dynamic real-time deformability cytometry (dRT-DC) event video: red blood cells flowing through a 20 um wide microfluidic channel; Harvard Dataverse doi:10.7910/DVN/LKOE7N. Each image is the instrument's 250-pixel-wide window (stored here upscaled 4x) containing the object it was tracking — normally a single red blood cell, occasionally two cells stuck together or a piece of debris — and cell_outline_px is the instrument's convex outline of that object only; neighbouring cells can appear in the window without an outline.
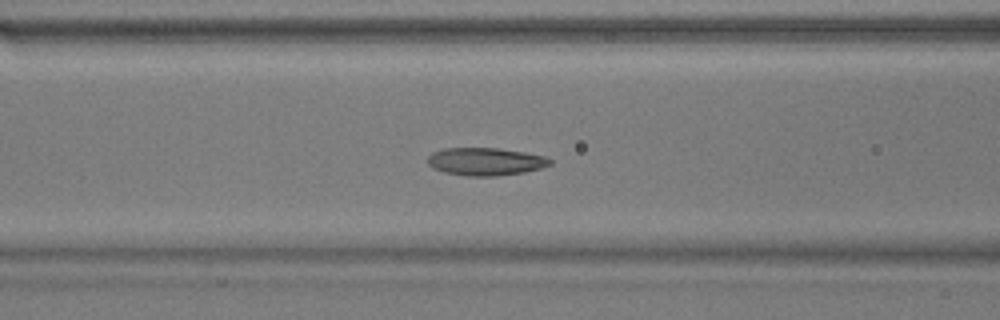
{"species": "common noctule bat (a hibernating species)", "species_latin": "Nyctalus noctula", "temperature_condition": "warm", "stored_images_in_passage": 44, "camera_frame_rate_fps": 3000, "um_per_image_px": 0.085, "animal": {"sex": "male", "body_mass_g": 17.9}, "frame": {"image": 1, "passage_image": 23, "time_ms": 7.333, "image_size_px": [1000, 320], "cell_outline_px": [[552, 164], [540, 168], [524, 172], [496, 176], [468, 176], [444, 172], [432, 168], [428, 164], [428, 156], [432, 152], [444, 148], [496, 148], [524, 152], [544, 156], [552, 160]], "centroid_in_image_um": [41.25, 13.73], "position_along_channel_um": 125.4, "area_um2": 19.77}}
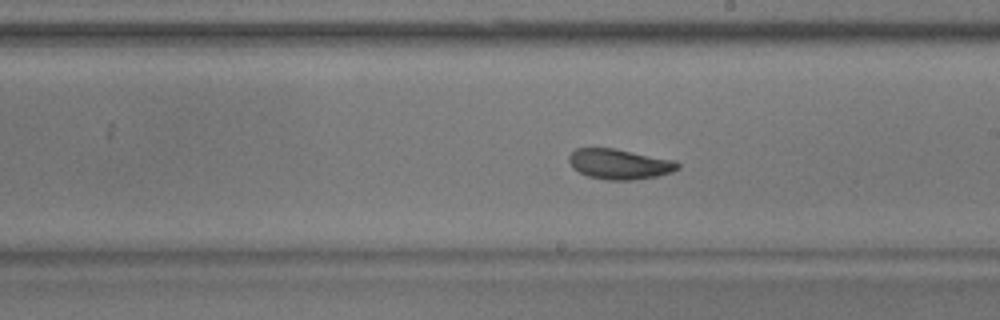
{"frame": {"image": 2, "passage_image": 32, "time_ms": 10.333, "image_size_px": [1000, 320], "cell_outline_px": [[680, 168], [672, 172], [656, 176], [632, 180], [608, 180], [588, 176], [572, 168], [568, 160], [568, 156], [576, 148], [612, 148], [676, 160], [680, 164]], "centroid_in_image_um": [52.66, 13.94], "position_along_channel_um": 236.3, "area_um2": 19.19}}
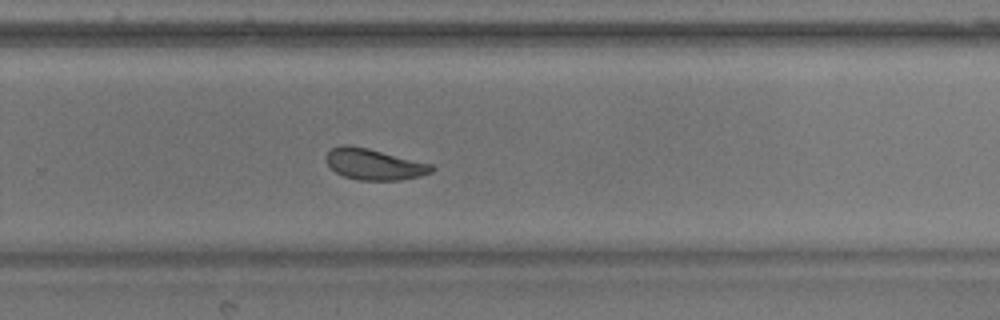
{"frame": {"image": 3, "passage_image": 37, "time_ms": 12.0, "image_size_px": [1000, 320], "cell_outline_px": [[436, 168], [432, 172], [420, 176], [400, 180], [356, 180], [344, 176], [336, 172], [328, 164], [328, 152], [332, 148], [340, 144], [352, 144], [432, 164]], "centroid_in_image_um": [31.82, 13.96], "position_along_channel_um": 298.0, "area_um2": 19.07}, "authors_computed_cell_mechanics": {"area_um2": 19.5653, "velocity_mm_per_s": 3.7133, "shape_relaxation_time_tau1_ms": 6.0001, "shape_relaxation_time_tau2_ms": 4.9472, "deformation_change_tau1": 0.1744, "deformation_change_tau2": 0.1246}}